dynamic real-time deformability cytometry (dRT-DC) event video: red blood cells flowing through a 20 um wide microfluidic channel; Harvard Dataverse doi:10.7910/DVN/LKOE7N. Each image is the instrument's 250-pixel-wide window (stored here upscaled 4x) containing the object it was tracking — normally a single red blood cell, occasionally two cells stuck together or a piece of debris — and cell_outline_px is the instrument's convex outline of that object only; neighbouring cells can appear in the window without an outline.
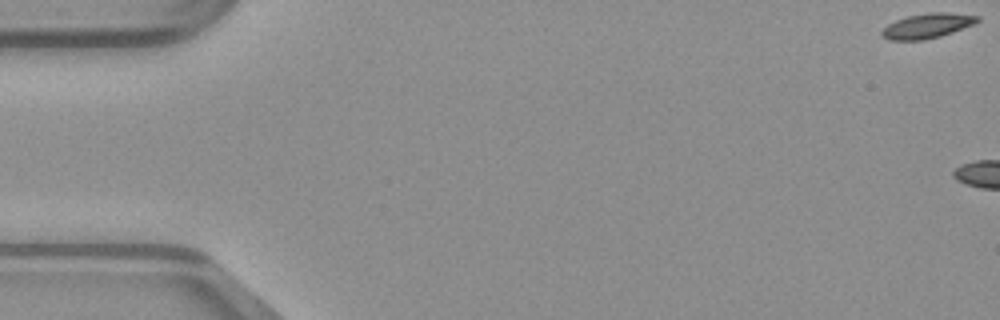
{"species": "common noctule bat (a hibernating species)", "species_latin": "Nyctalus noctula", "temperature_condition": "warm", "stored_images_in_passage": 5, "camera_frame_rate_fps": 3000, "um_per_image_px": 0.085, "animal": {"sex": "male", "body_mass_g": 23.1, "forearm_length_mm": 52.7}, "frame": {"image": 1, "passage_image": 1, "time_ms": 0.0, "image_size_px": [1000, 320], "cell_outline_px": [[980, 20], [972, 24], [952, 32], [940, 36], [924, 40], [888, 40], [880, 32], [888, 24], [896, 20], [908, 16], [928, 12], [948, 12], [980, 16]], "centroid_in_image_um": [78.81, 2.18], "position_along_channel_um": 6.2, "area_um2": 13.7}}